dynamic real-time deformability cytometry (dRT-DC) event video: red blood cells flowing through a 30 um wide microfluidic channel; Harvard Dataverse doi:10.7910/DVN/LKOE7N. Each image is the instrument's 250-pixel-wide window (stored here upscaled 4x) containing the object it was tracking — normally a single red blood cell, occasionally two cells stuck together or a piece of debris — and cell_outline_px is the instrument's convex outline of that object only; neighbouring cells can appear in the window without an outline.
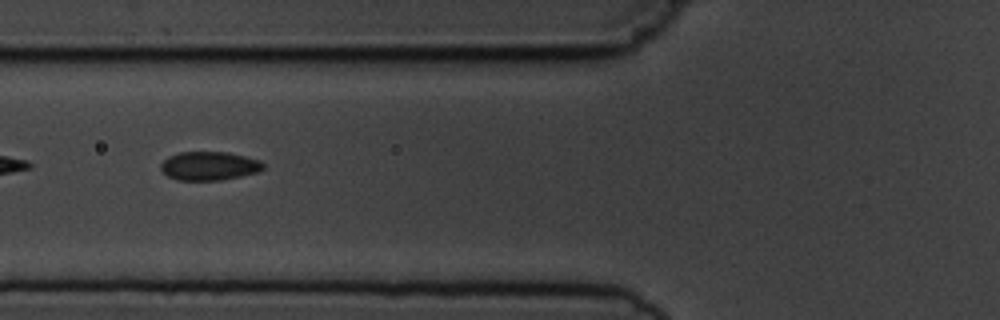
{"species": "common noctule bat (a hibernating species)", "species_latin": "Nyctalus noctula", "temperature_condition": "cold", "stored_images_in_passage": 5, "camera_frame_rate_fps": 3000, "um_per_image_px": 0.085, "animal": {"sex": "male", "body_mass_g": 19.5, "forearm_length_mm": 54.6}, "frame": {"image": 1, "passage_image": 5, "time_ms": 4.667, "image_size_px": [1000, 320], "cell_outline_px": [[264, 168], [256, 172], [240, 176], [220, 180], [176, 180], [168, 176], [160, 168], [160, 164], [168, 156], [180, 152], [228, 152], [260, 160], [264, 164]], "centroid_in_image_um": [17.76, 14.1], "position_along_channel_um": 108.0, "area_um2": 17.05}}